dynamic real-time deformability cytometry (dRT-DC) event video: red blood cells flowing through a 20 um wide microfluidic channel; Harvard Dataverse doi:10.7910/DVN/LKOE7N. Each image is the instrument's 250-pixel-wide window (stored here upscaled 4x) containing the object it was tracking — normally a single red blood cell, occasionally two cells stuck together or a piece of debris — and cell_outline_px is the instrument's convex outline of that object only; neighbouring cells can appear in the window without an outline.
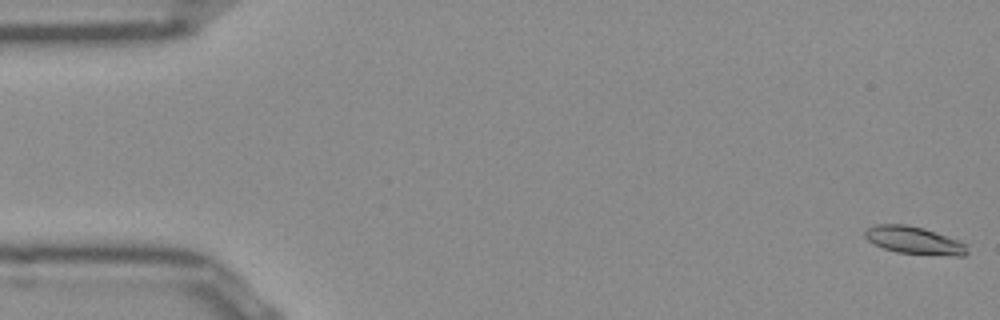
{"species": "Egyptian fruit bat (a non-hibernating species)", "species_latin": "Rousettus aegyptiacus", "temperature_condition": "room temperature", "stored_images_in_passage": 15, "camera_frame_rate_fps": 3000, "um_per_image_px": 0.085, "frame": {"image": 1, "passage_image": 1, "time_ms": 0.0, "image_size_px": [1000, 320], "cell_outline_px": [[968, 252], [964, 256], [952, 256], [896, 252], [884, 248], [868, 240], [864, 236], [864, 232], [868, 228], [876, 224], [904, 224], [924, 228], [960, 240], [968, 244]], "centroid_in_image_um": [77.76, 20.43], "position_along_channel_um": 7.2, "area_um2": 16.53}}